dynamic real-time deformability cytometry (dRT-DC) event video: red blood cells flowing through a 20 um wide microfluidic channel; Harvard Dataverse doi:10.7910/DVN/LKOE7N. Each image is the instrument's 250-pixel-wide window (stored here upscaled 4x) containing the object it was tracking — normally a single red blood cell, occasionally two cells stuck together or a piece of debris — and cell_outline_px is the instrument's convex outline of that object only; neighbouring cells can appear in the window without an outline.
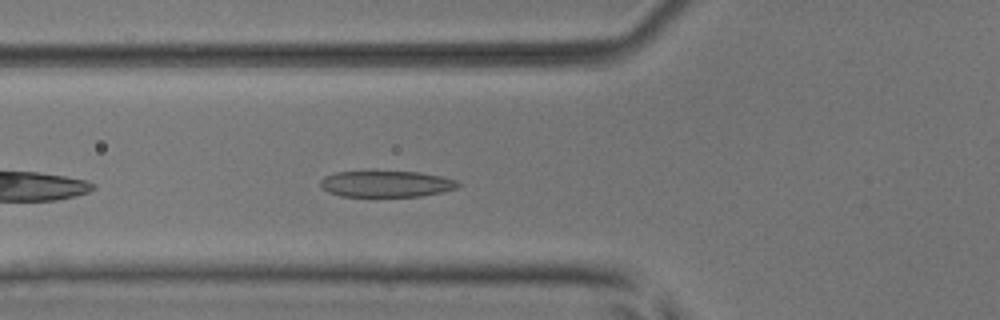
{"species": "common noctule bat (a hibernating species)", "species_latin": "Nyctalus noctula", "temperature_condition": "room temperature", "stored_images_in_passage": 38, "camera_frame_rate_fps": 3000, "um_per_image_px": 0.085, "animal": {"sex": "male", "body_mass_g": 17.9, "forearm_length_mm": 54.2}, "frame": {"image": 1, "passage_image": 5, "time_ms": 1.333, "image_size_px": [1000, 320], "cell_outline_px": [[460, 184], [456, 188], [444, 192], [420, 196], [340, 196], [328, 192], [320, 184], [320, 180], [324, 176], [336, 172], [368, 168], [376, 168], [420, 172], [440, 176], [456, 180]], "centroid_in_image_um": [32.78, 15.57], "position_along_channel_um": 93.0, "area_um2": 22.2}}
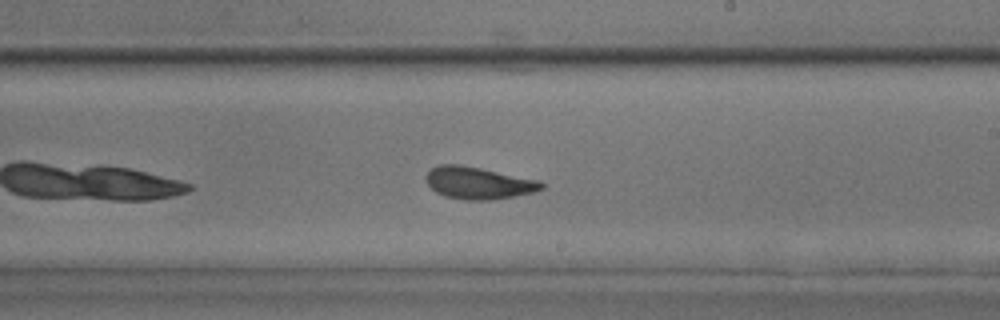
{"frame": {"image": 2, "passage_image": 17, "time_ms": 5.333, "image_size_px": [1000, 320], "cell_outline_px": [[544, 188], [536, 192], [496, 200], [464, 200], [444, 196], [436, 192], [428, 184], [424, 176], [432, 168], [440, 164], [460, 164], [540, 180], [544, 184]], "centroid_in_image_um": [40.69, 15.56], "position_along_channel_um": 248.3, "area_um2": 21.85}}
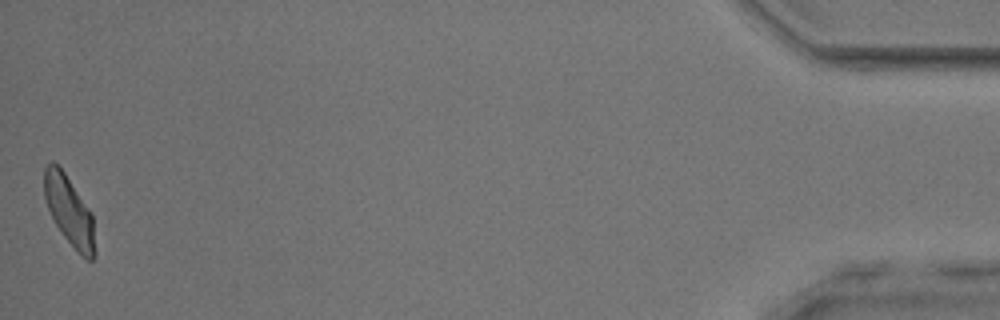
{"frame": {"image": 3, "passage_image": 38, "time_ms": 12.333, "image_size_px": [1000, 320], "cell_outline_px": [[96, 256], [92, 260], [88, 260], [80, 256], [64, 236], [56, 224], [48, 208], [44, 196], [44, 168], [52, 160], [64, 172], [92, 212], [96, 252]], "centroid_in_image_um": [5.91, 17.96], "position_along_channel_um": 429.3, "area_um2": 20.52}, "authors_computed_cell_mechanics": {"area_um2": 21.2415, "velocity_mm_per_s": 3.9018, "shape_relaxation_time_tau1_ms": 4.2566, "shape_relaxation_time_tau2_ms": 1.4392, "deformation_change_tau1": 0.1422, "deformation_change_tau2": 0.0716}}